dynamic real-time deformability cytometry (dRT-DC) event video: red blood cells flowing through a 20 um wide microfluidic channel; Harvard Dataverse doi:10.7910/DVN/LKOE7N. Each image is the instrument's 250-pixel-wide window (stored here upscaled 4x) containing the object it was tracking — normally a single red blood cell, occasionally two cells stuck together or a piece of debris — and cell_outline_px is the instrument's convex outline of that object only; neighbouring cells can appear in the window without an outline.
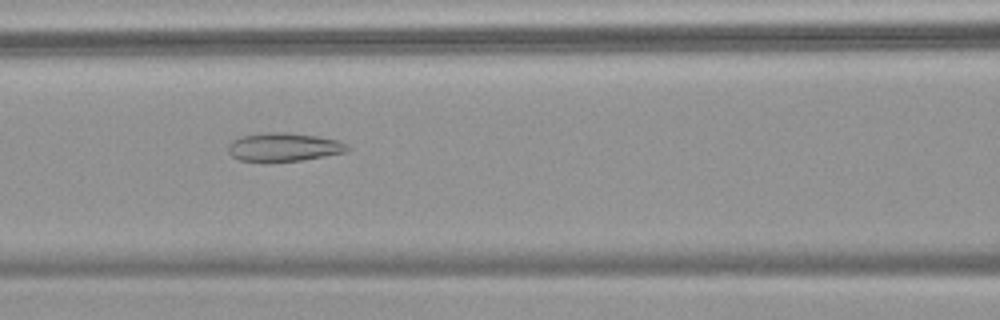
{"species": "common noctule bat (a hibernating species)", "species_latin": "Nyctalus noctula", "temperature_condition": "warm", "stored_images_in_passage": 54, "camera_frame_rate_fps": 3000, "um_per_image_px": 0.085, "animal": {"sex": "female", "body_mass_g": 18.4}, "frame": {"image": 1, "passage_image": 23, "time_ms": 7.333, "image_size_px": [1000, 320], "cell_outline_px": [[352, 148], [348, 152], [300, 160], [240, 160], [232, 156], [228, 152], [228, 144], [232, 140], [240, 136], [264, 132], [288, 132], [316, 136], [340, 140], [348, 144]], "centroid_in_image_um": [24.17, 12.47], "position_along_channel_um": 142.4, "area_um2": 19.71}}
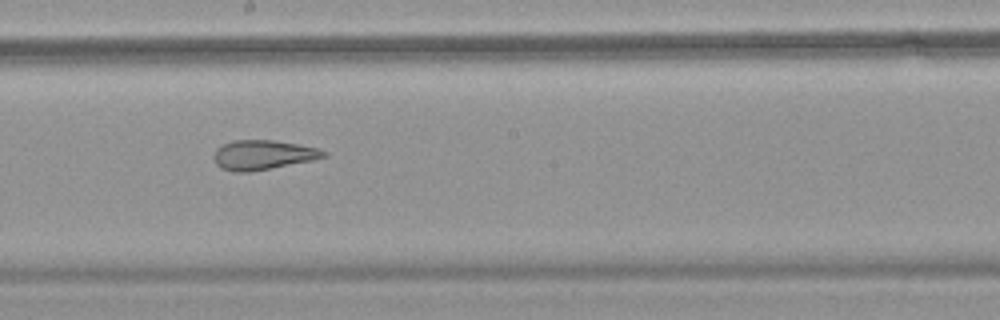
{"frame": {"image": 2, "passage_image": 30, "time_ms": 9.667, "image_size_px": [1000, 320], "cell_outline_px": [[328, 156], [312, 160], [252, 172], [232, 172], [220, 168], [216, 164], [212, 156], [216, 148], [232, 140], [272, 140], [320, 148], [328, 152]], "centroid_in_image_um": [22.33, 13.17], "position_along_channel_um": 225.9, "area_um2": 19.13}}
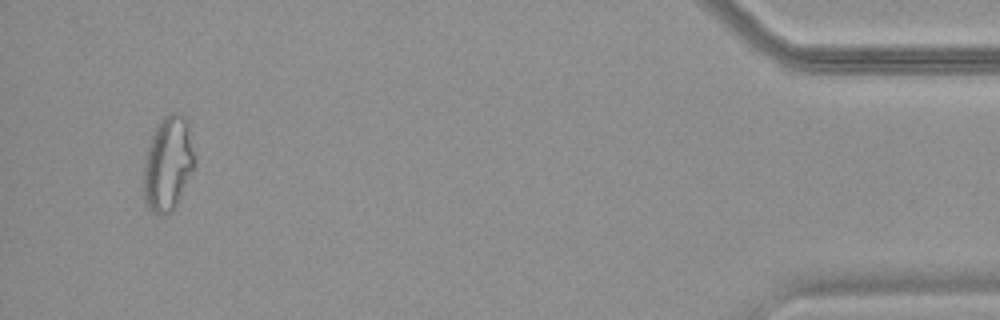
{"frame": {"image": 3, "passage_image": 52, "time_ms": 17.0, "image_size_px": [1000, 320], "cell_outline_px": [[196, 164], [176, 208], [172, 212], [160, 216], [152, 212], [144, 204], [144, 160], [152, 136], [160, 120], [168, 112], [176, 112], [184, 116], [188, 120], [196, 160]], "centroid_in_image_um": [14.31, 13.94], "position_along_channel_um": 420.9, "area_um2": 28.67}, "authors_computed_cell_mechanics": {"area_um2": 24.854, "velocity_mm_per_s": 3.5868, "shape_relaxation_time_tau1_ms": null, "shape_relaxation_time_tau2_ms": 2.2135, "deformation_change_tau1": null, "deformation_change_tau2": 0.1145}}